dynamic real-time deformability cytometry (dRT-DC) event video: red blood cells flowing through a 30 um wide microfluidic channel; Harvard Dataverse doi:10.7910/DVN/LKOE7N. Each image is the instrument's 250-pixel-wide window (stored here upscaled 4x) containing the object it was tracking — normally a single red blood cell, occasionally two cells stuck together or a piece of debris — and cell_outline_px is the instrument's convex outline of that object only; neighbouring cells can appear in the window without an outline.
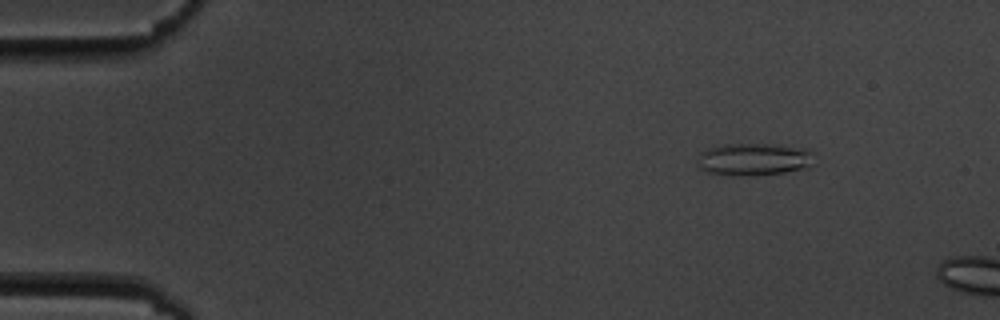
{"species": "common noctule bat (a hibernating species)", "species_latin": "Nyctalus noctula", "temperature_condition": "cold", "stored_images_in_passage": 4, "camera_frame_rate_fps": 3000, "um_per_image_px": 0.085, "animal": {"sex": "male", "body_mass_g": 19.5, "forearm_length_mm": 54.6}, "frame": {"image": 1, "passage_image": 2, "time_ms": 2.0, "image_size_px": [1000, 320], "cell_outline_px": [[812, 152], [808, 168], [784, 172], [748, 176], [732, 176], [708, 172], [696, 168], [696, 160], [700, 152], [708, 148], [724, 144], [764, 144], [808, 148]], "centroid_in_image_um": [63.98, 13.55], "position_along_channel_um": 21.0, "area_um2": 22.2}}